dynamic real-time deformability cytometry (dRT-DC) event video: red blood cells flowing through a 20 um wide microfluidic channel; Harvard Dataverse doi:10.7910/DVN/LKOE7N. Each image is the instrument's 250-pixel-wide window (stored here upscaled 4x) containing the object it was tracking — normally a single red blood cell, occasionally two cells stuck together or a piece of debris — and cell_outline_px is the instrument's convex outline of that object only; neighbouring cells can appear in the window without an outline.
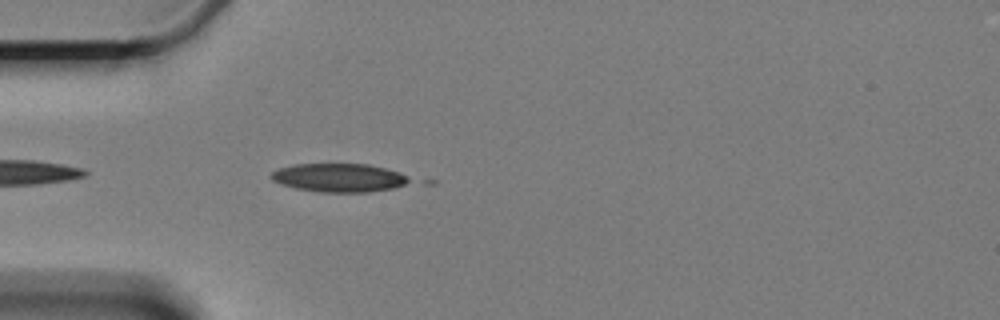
{"species": "Egyptian fruit bat (a non-hibernating species)", "species_latin": "Rousettus aegyptiacus", "temperature_condition": "cold", "stored_images_in_passage": 5, "camera_frame_rate_fps": 3000, "um_per_image_px": 0.085, "animal": {"sex": "female"}, "frame": {"image": 1, "passage_image": 5, "time_ms": 4.667, "image_size_px": [1000, 320], "cell_outline_px": [[416, 180], [392, 188], [368, 192], [320, 192], [296, 188], [280, 184], [272, 180], [268, 176], [272, 172], [280, 168], [296, 164], [368, 164], [400, 172]], "centroid_in_image_um": [28.83, 15.1], "position_along_channel_um": 56.2, "area_um2": 23.0}}